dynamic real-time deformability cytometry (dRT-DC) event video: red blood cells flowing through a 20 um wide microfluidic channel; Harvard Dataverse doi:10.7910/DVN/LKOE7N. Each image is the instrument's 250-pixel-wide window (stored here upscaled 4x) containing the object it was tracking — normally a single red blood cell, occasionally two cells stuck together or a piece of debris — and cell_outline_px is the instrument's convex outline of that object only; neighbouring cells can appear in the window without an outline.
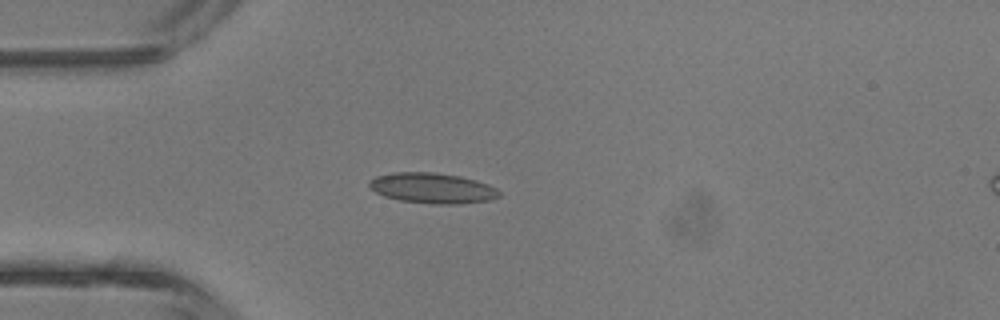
{"species": "common noctule bat (a hibernating species)", "species_latin": "Nyctalus noctula", "temperature_condition": "room temperature", "stored_images_in_passage": 3, "camera_frame_rate_fps": 3000, "um_per_image_px": 0.085, "animal": {"sex": "male", "body_mass_g": 13.3}, "frame": {"image": 1, "passage_image": 3, "time_ms": 3.0, "image_size_px": [1000, 320], "cell_outline_px": [[500, 196], [492, 200], [460, 204], [432, 204], [400, 200], [384, 196], [376, 192], [368, 184], [368, 180], [376, 176], [392, 172], [436, 172], [460, 176], [476, 180], [488, 184], [496, 188], [500, 192]], "centroid_in_image_um": [36.77, 15.99], "position_along_channel_um": 48.2, "area_um2": 23.24}}